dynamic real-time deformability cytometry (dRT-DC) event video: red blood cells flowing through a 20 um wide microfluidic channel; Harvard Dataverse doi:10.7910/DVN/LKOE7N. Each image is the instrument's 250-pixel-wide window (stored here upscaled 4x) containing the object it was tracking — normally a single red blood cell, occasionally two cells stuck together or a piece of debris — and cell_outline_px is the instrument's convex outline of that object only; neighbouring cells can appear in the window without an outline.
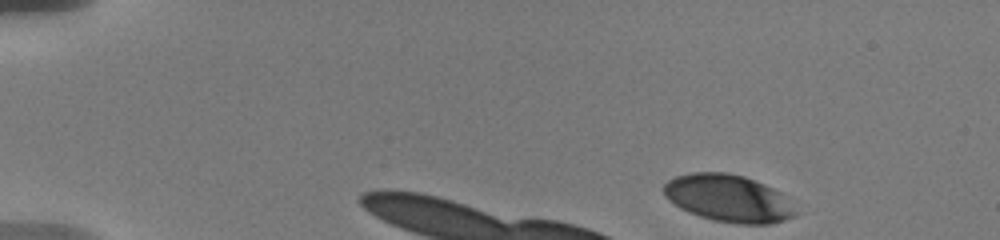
{"species": "human", "species_latin": "Homo sapiens", "temperature_condition": "warm", "stored_images_in_passage": 9, "camera_frame_rate_fps": 3000, "um_per_image_px": 0.085, "donor": {"sex": "male"}, "frame": {"image": 1, "passage_image": 1, "time_ms": 0.0, "image_size_px": [1000, 240], "cell_outline_px": [[796, 216], [784, 220], [768, 224], [740, 224], [712, 220], [688, 212], [680, 208], [668, 200], [664, 196], [664, 184], [668, 180], [676, 176], [692, 172], [728, 172], [744, 176], [764, 184], [780, 192], [796, 212]], "centroid_in_image_um": [61.87, 16.85], "position_along_channel_um": 23.1, "area_um2": 36.18}}